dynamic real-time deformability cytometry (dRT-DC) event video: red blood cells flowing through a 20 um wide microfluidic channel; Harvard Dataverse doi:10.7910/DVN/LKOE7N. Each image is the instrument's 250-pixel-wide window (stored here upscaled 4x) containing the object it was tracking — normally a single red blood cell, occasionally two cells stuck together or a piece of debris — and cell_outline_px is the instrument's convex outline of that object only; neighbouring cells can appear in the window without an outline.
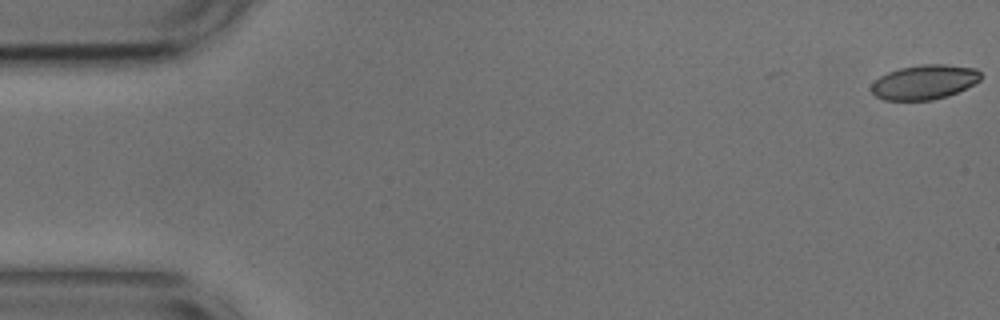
{"species": "common noctule bat (a hibernating species)", "species_latin": "Nyctalus noctula", "temperature_condition": "cold", "stored_images_in_passage": 11, "camera_frame_rate_fps": 3000, "um_per_image_px": 0.085, "animal": {"sex": "male", "body_mass_g": 17.9, "forearm_length_mm": 54.2}, "frame": {"image": 1, "passage_image": 1, "time_ms": 0.0, "image_size_px": [1000, 320], "cell_outline_px": [[984, 76], [980, 80], [948, 96], [932, 100], [884, 100], [876, 96], [872, 92], [872, 84], [880, 76], [888, 72], [900, 68], [920, 64], [944, 64], [976, 68]], "centroid_in_image_um": [78.59, 6.97], "position_along_channel_um": 6.4, "area_um2": 21.96}}